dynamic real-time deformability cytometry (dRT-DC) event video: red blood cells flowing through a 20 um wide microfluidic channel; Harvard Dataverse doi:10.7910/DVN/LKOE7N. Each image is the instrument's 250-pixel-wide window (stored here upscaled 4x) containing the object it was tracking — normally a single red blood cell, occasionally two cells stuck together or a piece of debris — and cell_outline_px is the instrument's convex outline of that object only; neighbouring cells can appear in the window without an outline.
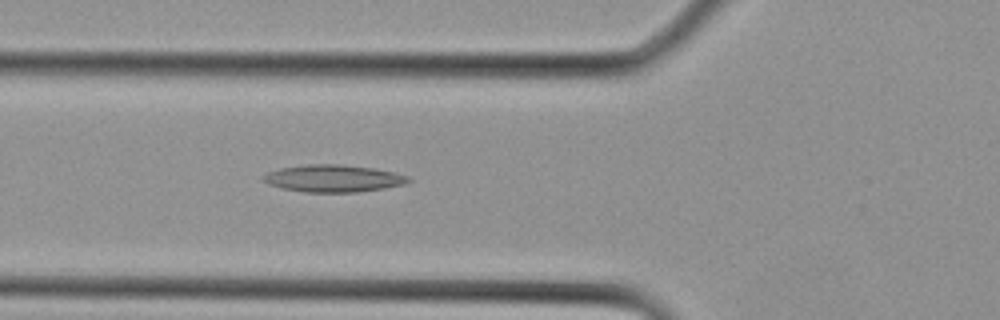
{"species": "Egyptian fruit bat (a non-hibernating species)", "species_latin": "Rousettus aegyptiacus", "temperature_condition": "cold", "stored_images_in_passage": 3, "camera_frame_rate_fps": 3000, "um_per_image_px": 0.085, "animal": {"sex": "female"}, "frame": {"image": 1, "passage_image": 3, "time_ms": 0.667, "image_size_px": [1000, 320], "cell_outline_px": [[412, 180], [404, 184], [384, 188], [356, 192], [304, 192], [284, 188], [268, 184], [264, 180], [264, 176], [268, 172], [280, 168], [308, 164], [340, 164], [372, 168], [392, 172], [408, 176]], "centroid_in_image_um": [28.34, 15.16], "position_along_channel_um": 97.5, "area_um2": 22.72}}